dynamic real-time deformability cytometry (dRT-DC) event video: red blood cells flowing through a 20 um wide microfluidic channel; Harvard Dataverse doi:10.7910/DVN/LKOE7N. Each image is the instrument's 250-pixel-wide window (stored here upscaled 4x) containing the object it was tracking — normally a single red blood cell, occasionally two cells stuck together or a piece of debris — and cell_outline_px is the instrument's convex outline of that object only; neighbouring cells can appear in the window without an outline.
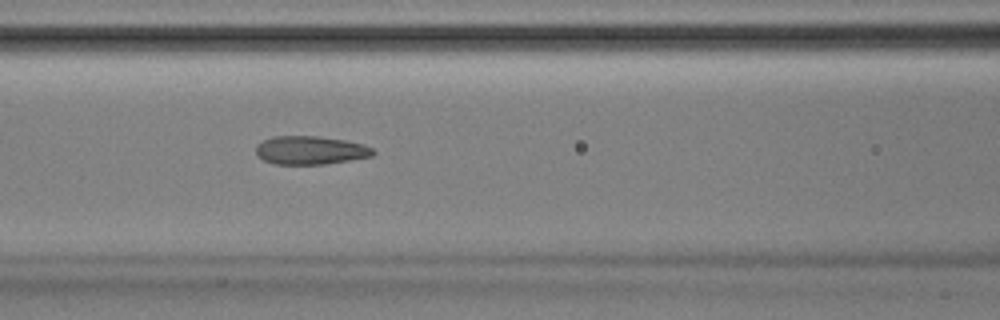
{"species": "Egyptian fruit bat (a non-hibernating species)", "species_latin": "Rousettus aegyptiacus", "temperature_condition": "room temperature", "stored_images_in_passage": 53, "camera_frame_rate_fps": 3000, "um_per_image_px": 0.085, "animal": {"sex": "male"}, "frame": {"image": 1, "passage_image": 23, "time_ms": 7.333, "image_size_px": [1000, 320], "cell_outline_px": [[376, 152], [372, 156], [324, 164], [272, 164], [256, 156], [256, 144], [272, 136], [320, 136], [344, 140], [364, 144], [372, 148]], "centroid_in_image_um": [26.35, 12.77], "position_along_channel_um": 140.2, "area_um2": 19.48}, "authors_computed_cell_mechanics": {"area_um2": 20.1722, "velocity_mm_per_s": 3.8813, "shape_relaxation_time_tau1_ms": null, "shape_relaxation_time_tau2_ms": 2.0415, "deformation_change_tau1": null, "deformation_change_tau2": 0.0768}}